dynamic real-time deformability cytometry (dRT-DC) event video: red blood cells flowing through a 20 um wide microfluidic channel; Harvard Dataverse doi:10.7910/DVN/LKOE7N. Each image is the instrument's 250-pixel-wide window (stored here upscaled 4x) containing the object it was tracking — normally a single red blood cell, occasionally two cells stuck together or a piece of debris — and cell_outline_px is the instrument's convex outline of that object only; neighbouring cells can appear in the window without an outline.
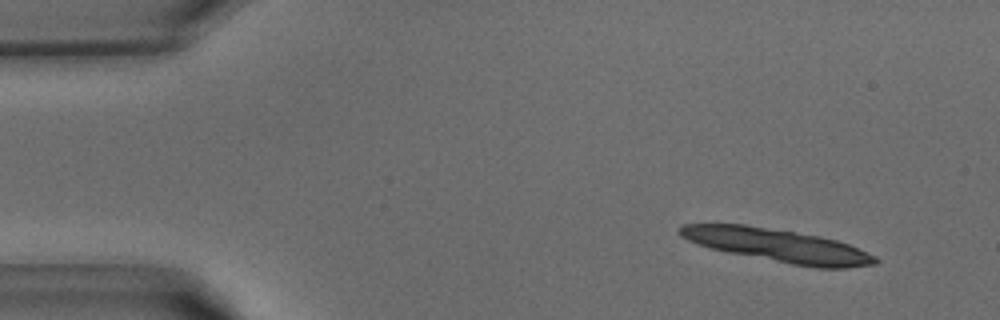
{"species": "common noctule bat (a hibernating species)", "species_latin": "Nyctalus noctula", "temperature_condition": "warm", "stored_images_in_passage": 19, "camera_frame_rate_fps": 3000, "um_per_image_px": 0.085, "animal": {"sex": "male", "body_mass_g": 15.6}, "frame": {"image": 1, "passage_image": 4, "time_ms": 1.0, "image_size_px": [1000, 320], "cell_outline_px": [[880, 260], [876, 264], [844, 268], [816, 268], [792, 264], [728, 252], [712, 248], [688, 240], [680, 236], [676, 232], [684, 224], [744, 224], [820, 236], [836, 240], [848, 244], [876, 256]], "centroid_in_image_um": [66.13, 20.86], "position_along_channel_um": 18.9, "area_um2": 37.34}}